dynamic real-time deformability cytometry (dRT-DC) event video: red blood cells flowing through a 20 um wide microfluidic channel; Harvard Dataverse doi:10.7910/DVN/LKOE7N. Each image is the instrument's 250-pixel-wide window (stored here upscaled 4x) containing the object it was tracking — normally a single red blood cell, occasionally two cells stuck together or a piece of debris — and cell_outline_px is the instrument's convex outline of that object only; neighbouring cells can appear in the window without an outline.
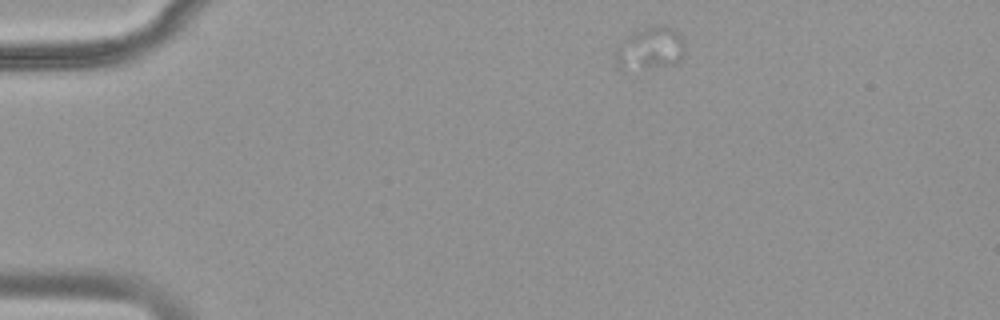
{"species": "common noctule bat (a hibernating species)", "species_latin": "Nyctalus noctula", "temperature_condition": "warm", "stored_images_in_passage": 21, "camera_frame_rate_fps": 3000, "um_per_image_px": 0.085, "animal": {"sex": "female", "body_mass_g": 18.4}, "frame": {"image": 1, "passage_image": 1, "time_ms": 0.0, "image_size_px": [1000, 320], "cell_outline_px": [[684, 48], [680, 60], [676, 64], [620, 68], [612, 52], [632, 32], [656, 24], [668, 24], [684, 40]], "centroid_in_image_um": [55.27, 4.04], "position_along_channel_um": 29.7, "area_um2": 16.82}}
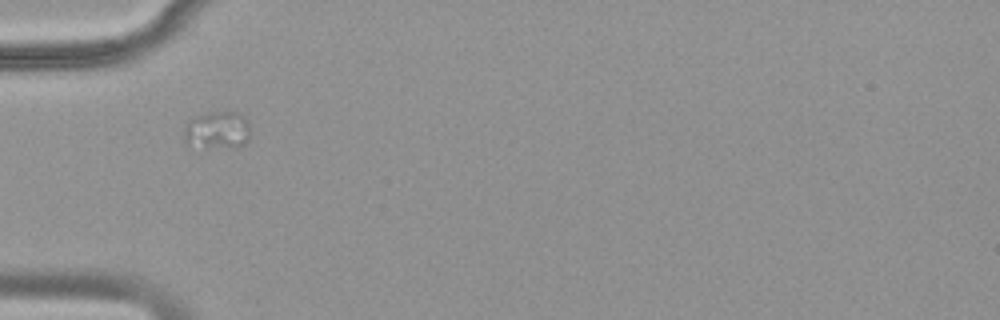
{"frame": {"image": 2, "passage_image": 9, "time_ms": 2.667, "image_size_px": [1000, 320], "cell_outline_px": [[248, 140], [240, 148], [188, 148], [184, 140], [184, 128], [188, 120], [196, 116], [208, 112], [236, 112], [244, 116], [248, 120]], "centroid_in_image_um": [18.42, 11.11], "position_along_channel_um": 66.6, "area_um2": 15.14}}